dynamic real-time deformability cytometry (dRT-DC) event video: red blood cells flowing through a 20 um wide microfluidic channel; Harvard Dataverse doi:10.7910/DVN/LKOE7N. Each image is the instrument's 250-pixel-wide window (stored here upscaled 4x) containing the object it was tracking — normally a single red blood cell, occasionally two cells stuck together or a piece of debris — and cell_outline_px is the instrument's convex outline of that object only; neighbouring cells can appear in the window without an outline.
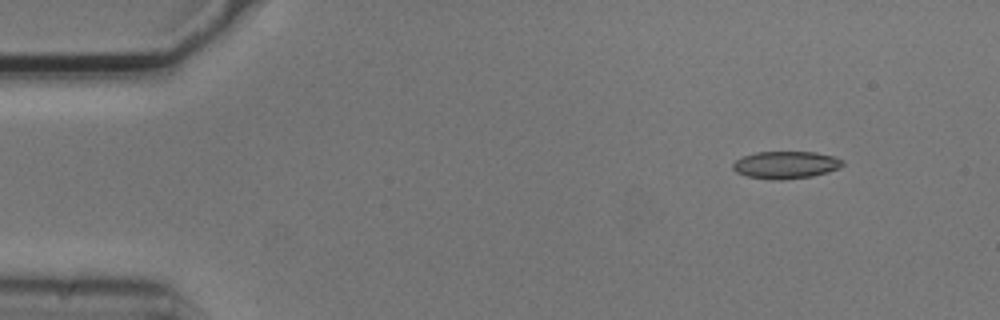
{"species": "common noctule bat (a hibernating species)", "species_latin": "Nyctalus noctula", "temperature_condition": "cold", "stored_images_in_passage": 4, "camera_frame_rate_fps": 3000, "um_per_image_px": 0.085, "animal": {"sex": "male", "body_mass_g": 20.5, "forearm_length_mm": 52.5}, "frame": {"image": 1, "passage_image": 1, "time_ms": 0.0, "image_size_px": [1000, 320], "cell_outline_px": [[844, 164], [840, 168], [828, 172], [812, 176], [780, 180], [772, 180], [748, 176], [736, 172], [732, 168], [732, 164], [736, 160], [744, 156], [756, 152], [816, 152], [836, 156], [844, 160]], "centroid_in_image_um": [66.83, 14.01], "position_along_channel_um": 18.2, "area_um2": 17.63}}
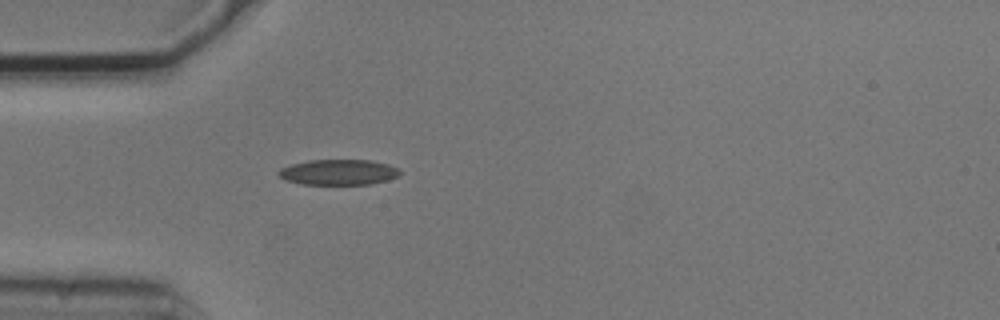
{"frame": {"image": 2, "passage_image": 4, "time_ms": 1.0, "image_size_px": [1000, 320], "cell_outline_px": [[400, 172], [396, 176], [388, 180], [368, 184], [300, 184], [288, 180], [280, 176], [276, 172], [280, 168], [292, 164], [308, 160], [372, 160], [388, 164], [400, 168]], "centroid_in_image_um": [28.78, 14.63], "position_along_channel_um": 56.2, "area_um2": 17.98}}